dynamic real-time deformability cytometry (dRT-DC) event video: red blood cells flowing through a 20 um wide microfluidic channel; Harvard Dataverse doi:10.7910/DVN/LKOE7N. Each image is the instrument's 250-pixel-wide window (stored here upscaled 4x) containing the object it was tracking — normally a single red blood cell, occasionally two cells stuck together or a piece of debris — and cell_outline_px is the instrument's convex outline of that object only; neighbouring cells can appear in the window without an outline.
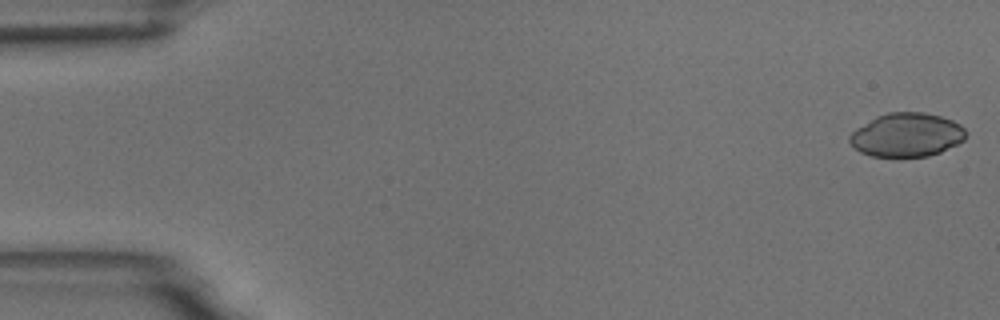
{"species": "common noctule bat (a hibernating species)", "species_latin": "Nyctalus noctula", "temperature_condition": "room temperature", "stored_images_in_passage": 55, "camera_frame_rate_fps": 3000, "um_per_image_px": 0.085, "animal": {"sex": "male", "body_mass_g": 18.8}, "frame": {"image": 1, "passage_image": 1, "time_ms": 0.0, "image_size_px": [1000, 320], "cell_outline_px": [[968, 132], [964, 140], [940, 152], [928, 156], [872, 156], [860, 152], [848, 140], [848, 136], [856, 128], [876, 116], [888, 112], [924, 112], [940, 116], [952, 120], [960, 124]], "centroid_in_image_um": [77.08, 11.45], "position_along_channel_um": 7.9, "area_um2": 29.59}}
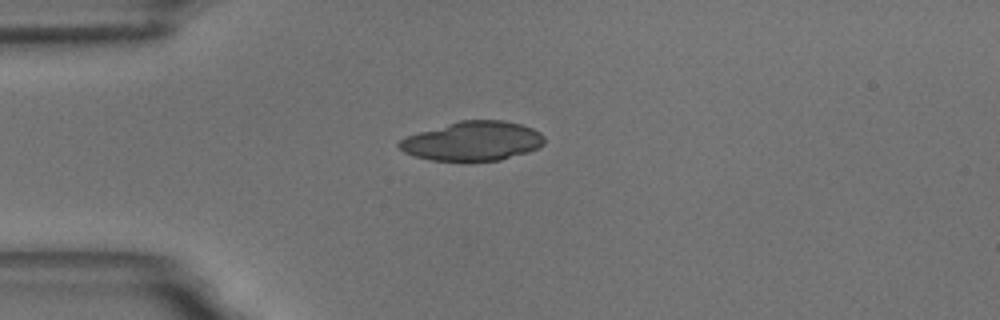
{"frame": {"image": 2, "passage_image": 14, "time_ms": 4.333, "image_size_px": [1000, 320], "cell_outline_px": [[544, 144], [540, 148], [528, 152], [500, 160], [464, 164], [432, 160], [416, 156], [404, 152], [396, 144], [400, 140], [408, 136], [420, 132], [460, 120], [504, 120], [520, 124], [532, 128], [540, 132], [544, 136]], "centroid_in_image_um": [40.21, 12.03], "position_along_channel_um": 44.8, "area_um2": 33.87}}
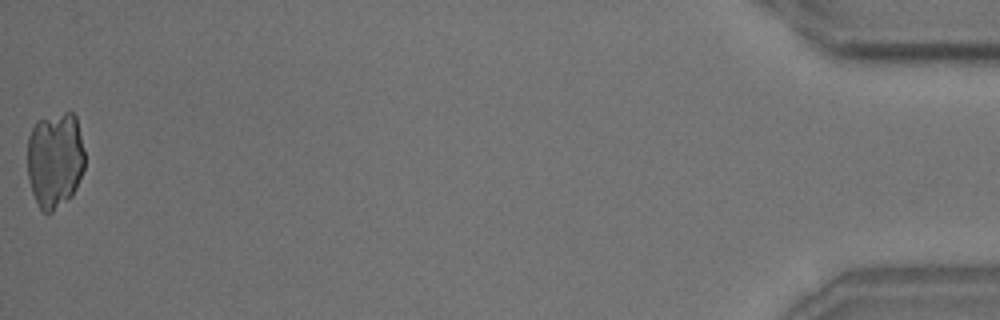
{"frame": {"image": 3, "passage_image": 55, "time_ms": 18.0, "image_size_px": [1000, 320], "cell_outline_px": [[84, 168], [76, 188], [72, 196], [48, 216], [40, 208], [32, 192], [28, 176], [28, 136], [36, 120], [64, 112], [72, 112], [76, 116], [84, 152]], "centroid_in_image_um": [4.67, 13.6], "position_along_channel_um": 430.5, "area_um2": 32.31}}